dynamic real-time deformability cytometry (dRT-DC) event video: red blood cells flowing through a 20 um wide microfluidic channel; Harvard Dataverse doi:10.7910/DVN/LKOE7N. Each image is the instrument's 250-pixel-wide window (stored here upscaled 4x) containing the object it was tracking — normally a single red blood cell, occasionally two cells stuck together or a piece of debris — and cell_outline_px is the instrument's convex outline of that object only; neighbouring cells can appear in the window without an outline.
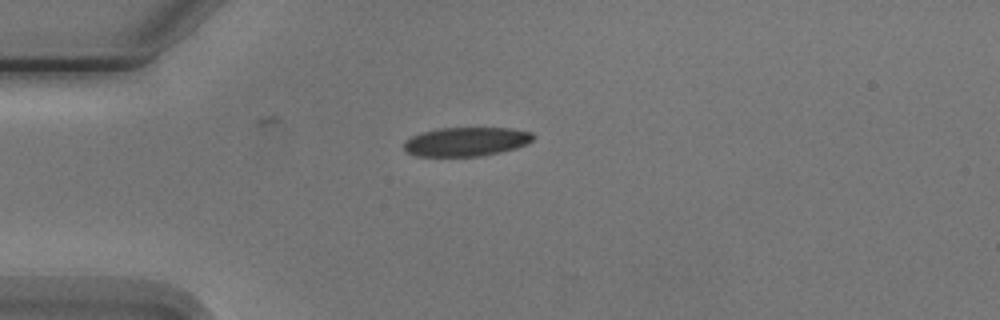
{"species": "Egyptian fruit bat (a non-hibernating species)", "species_latin": "Rousettus aegyptiacus", "temperature_condition": "cold", "stored_images_in_passage": 7, "camera_frame_rate_fps": 3000, "um_per_image_px": 0.085, "animal": {"sex": "male"}, "frame": {"image": 1, "passage_image": 5, "time_ms": 5.667, "image_size_px": [1000, 320], "cell_outline_px": [[536, 136], [532, 140], [516, 148], [500, 152], [480, 156], [416, 156], [408, 152], [404, 148], [404, 144], [412, 136], [424, 132], [440, 128], [512, 128], [532, 132]], "centroid_in_image_um": [39.67, 12.04], "position_along_channel_um": 45.3, "area_um2": 21.62}}
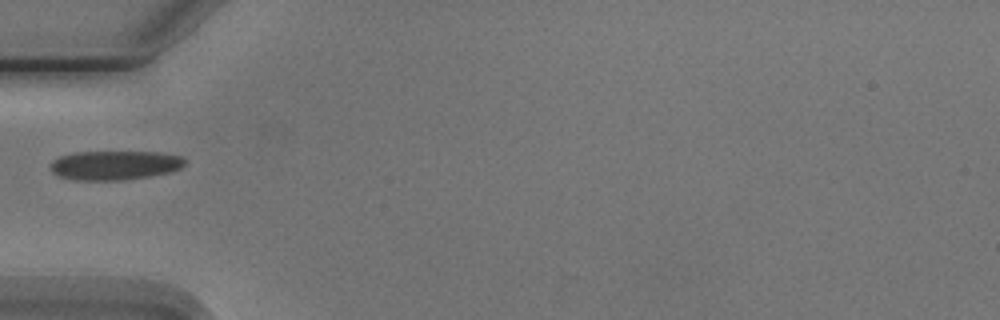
{"frame": {"image": 2, "passage_image": 6, "time_ms": 7.0, "image_size_px": [1000, 320], "cell_outline_px": [[184, 164], [180, 168], [168, 172], [148, 176], [120, 180], [72, 180], [56, 176], [52, 172], [48, 164], [52, 160], [60, 156], [76, 152], [160, 152], [180, 156], [184, 160]], "centroid_in_image_um": [9.66, 14.04], "position_along_channel_um": 75.3, "area_um2": 22.89}}
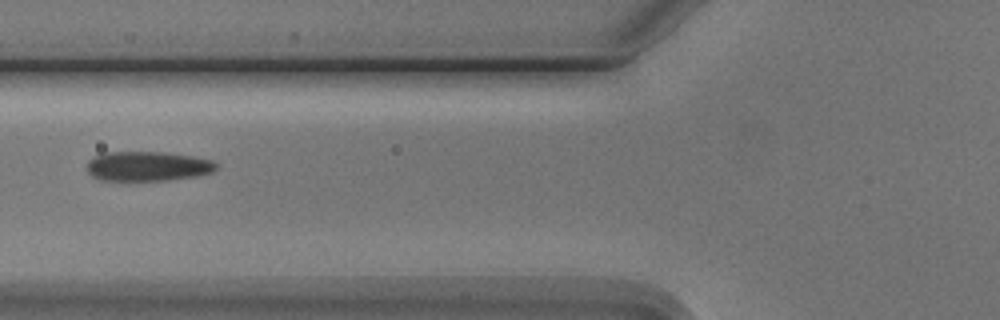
{"frame": {"image": 3, "passage_image": 7, "time_ms": 8.0, "image_size_px": [1000, 320], "cell_outline_px": [[220, 164], [212, 172], [196, 176], [164, 180], [100, 180], [92, 176], [88, 172], [88, 160], [104, 152], [164, 152], [192, 156], [212, 160]], "centroid_in_image_um": [12.57, 14.12], "position_along_channel_um": 113.2, "area_um2": 22.25}}